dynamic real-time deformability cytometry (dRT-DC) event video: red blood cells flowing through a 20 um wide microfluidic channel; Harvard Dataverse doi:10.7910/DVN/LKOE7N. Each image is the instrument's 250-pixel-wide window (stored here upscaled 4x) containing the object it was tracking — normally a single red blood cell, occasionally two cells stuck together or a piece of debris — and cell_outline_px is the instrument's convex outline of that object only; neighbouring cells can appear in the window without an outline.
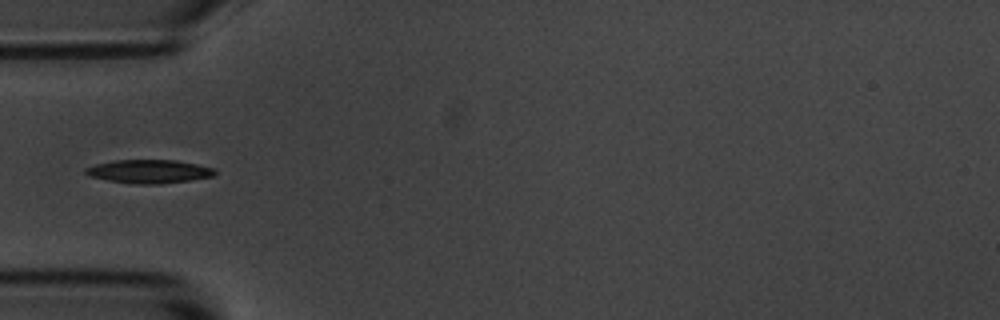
{"species": "common noctule bat (a hibernating species)", "species_latin": "Nyctalus noctula", "temperature_condition": "room temperature", "stored_images_in_passage": 5, "camera_frame_rate_fps": 3000, "um_per_image_px": 0.085, "animal": {"sex": "male", "body_mass_g": 20.1, "forearm_length_mm": 53.5}, "frame": {"image": 1, "passage_image": 5, "time_ms": 1.333, "image_size_px": [1000, 320], "cell_outline_px": [[216, 172], [212, 176], [188, 180], [160, 184], [136, 184], [108, 180], [88, 176], [84, 172], [84, 168], [96, 164], [112, 160], [176, 160], [216, 168]], "centroid_in_image_um": [12.64, 14.56], "position_along_channel_um": 72.4, "area_um2": 17.69}}